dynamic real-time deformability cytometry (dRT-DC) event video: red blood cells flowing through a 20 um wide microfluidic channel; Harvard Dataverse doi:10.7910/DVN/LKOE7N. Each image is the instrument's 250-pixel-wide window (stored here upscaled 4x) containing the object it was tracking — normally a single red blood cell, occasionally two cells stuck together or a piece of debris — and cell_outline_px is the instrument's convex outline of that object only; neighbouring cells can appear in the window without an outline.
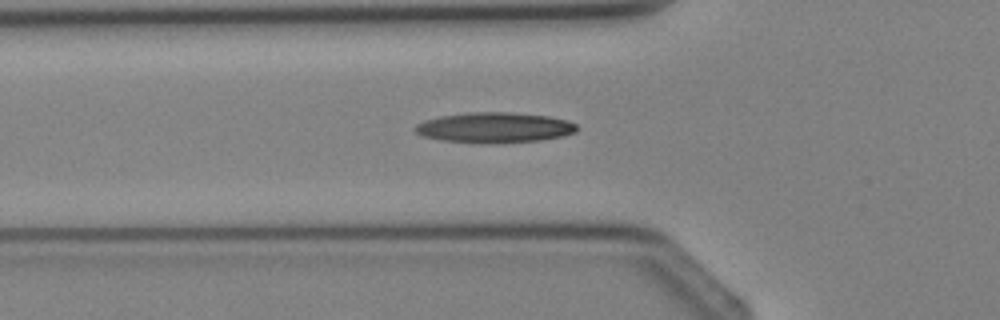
{"species": "Egyptian fruit bat (a non-hibernating species)", "species_latin": "Rousettus aegyptiacus", "temperature_condition": "cold", "stored_images_in_passage": 3, "camera_frame_rate_fps": 3000, "um_per_image_px": 0.085, "animal": {"sex": "female"}, "frame": {"image": 1, "passage_image": 3, "time_ms": 3.333, "image_size_px": [1000, 320], "cell_outline_px": [[580, 128], [576, 132], [564, 136], [540, 140], [480, 144], [440, 140], [424, 136], [416, 132], [412, 128], [416, 124], [424, 120], [440, 116], [468, 112], [512, 112], [548, 116], [568, 120], [576, 124]], "centroid_in_image_um": [42.03, 10.84], "position_along_channel_um": 83.8, "area_um2": 28.96}}